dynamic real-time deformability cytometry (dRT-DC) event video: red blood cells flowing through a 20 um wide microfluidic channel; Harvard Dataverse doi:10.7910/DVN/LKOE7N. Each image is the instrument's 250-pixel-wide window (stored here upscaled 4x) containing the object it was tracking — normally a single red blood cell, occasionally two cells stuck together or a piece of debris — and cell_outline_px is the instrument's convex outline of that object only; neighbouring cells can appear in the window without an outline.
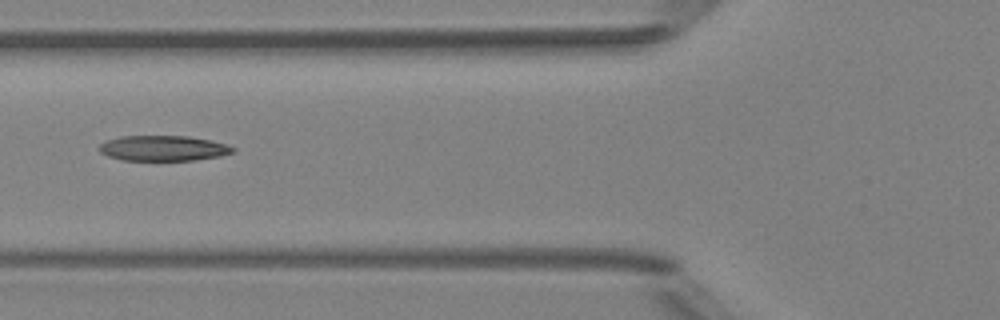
{"species": "Egyptian fruit bat (a non-hibernating species)", "species_latin": "Rousettus aegyptiacus", "temperature_condition": "room temperature", "stored_images_in_passage": 5, "camera_frame_rate_fps": 3000, "um_per_image_px": 0.085, "animal": {"sex": "female"}, "frame": {"image": 1, "passage_image": 5, "time_ms": 4.667, "image_size_px": [1000, 320], "cell_outline_px": [[236, 152], [220, 156], [196, 160], [124, 160], [108, 156], [100, 152], [96, 148], [100, 144], [108, 140], [120, 136], [188, 136], [212, 140], [228, 144], [236, 148]], "centroid_in_image_um": [13.92, 12.59], "position_along_channel_um": 111.9, "area_um2": 19.94}}